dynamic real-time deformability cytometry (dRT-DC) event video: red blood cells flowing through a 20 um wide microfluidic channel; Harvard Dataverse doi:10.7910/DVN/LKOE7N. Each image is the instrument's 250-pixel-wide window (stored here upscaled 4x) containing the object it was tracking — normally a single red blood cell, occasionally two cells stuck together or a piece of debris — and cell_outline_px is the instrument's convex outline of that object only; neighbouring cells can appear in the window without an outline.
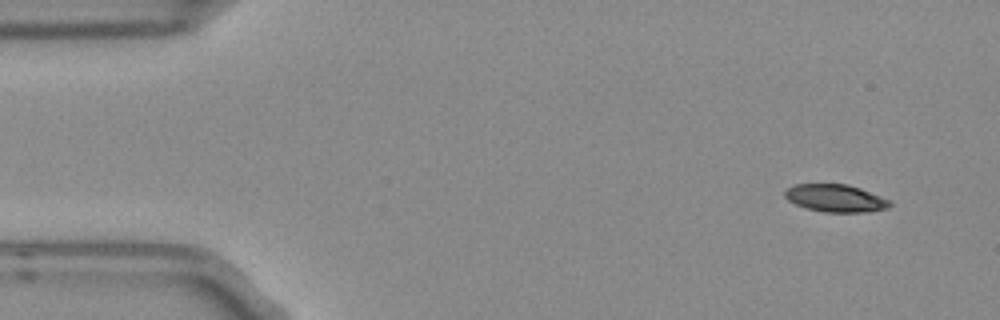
{"species": "Egyptian fruit bat (a non-hibernating species)", "species_latin": "Rousettus aegyptiacus", "temperature_condition": "room temperature", "stored_images_in_passage": 4, "camera_frame_rate_fps": 3000, "um_per_image_px": 0.085, "frame": {"image": 1, "passage_image": 1, "time_ms": 0.0, "image_size_px": [1000, 320], "cell_outline_px": [[892, 204], [888, 208], [872, 212], [824, 212], [808, 208], [796, 204], [788, 200], [784, 196], [784, 192], [788, 188], [796, 184], [848, 184], [860, 188], [892, 200]], "centroid_in_image_um": [71.08, 16.85], "position_along_channel_um": 13.9, "area_um2": 16.94}}